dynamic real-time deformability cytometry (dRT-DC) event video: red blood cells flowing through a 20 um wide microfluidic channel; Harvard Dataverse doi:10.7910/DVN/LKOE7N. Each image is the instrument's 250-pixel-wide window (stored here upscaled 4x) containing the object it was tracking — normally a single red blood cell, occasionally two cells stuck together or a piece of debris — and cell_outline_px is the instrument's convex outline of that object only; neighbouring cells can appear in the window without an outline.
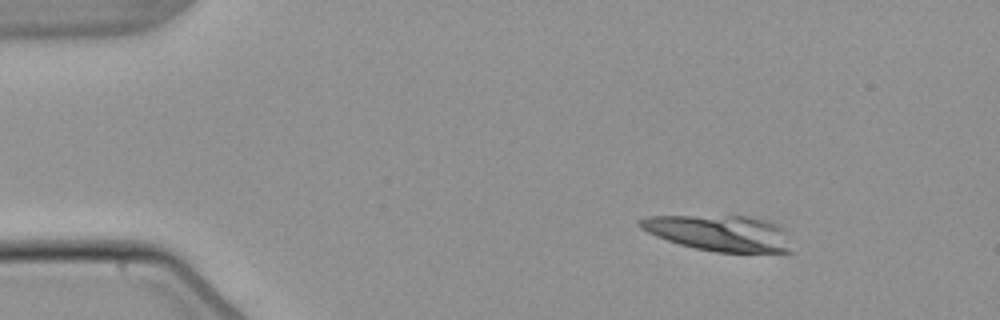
{"species": "common noctule bat (a hibernating species)", "species_latin": "Nyctalus noctula", "temperature_condition": "warm", "stored_images_in_passage": 4, "camera_frame_rate_fps": 3000, "um_per_image_px": 0.085, "animal": {"sex": "male", "body_mass_g": 21.5, "forearm_length_mm": 52.0}, "frame": {"image": 1, "passage_image": 1, "time_ms": 0.0, "image_size_px": [1000, 320], "cell_outline_px": [[792, 252], [716, 252], [696, 248], [680, 244], [656, 236], [640, 228], [636, 224], [636, 220], [648, 216], [748, 216], [764, 220], [776, 224], [780, 228]], "centroid_in_image_um": [61.06, 19.8], "position_along_channel_um": 23.9, "area_um2": 31.15}}